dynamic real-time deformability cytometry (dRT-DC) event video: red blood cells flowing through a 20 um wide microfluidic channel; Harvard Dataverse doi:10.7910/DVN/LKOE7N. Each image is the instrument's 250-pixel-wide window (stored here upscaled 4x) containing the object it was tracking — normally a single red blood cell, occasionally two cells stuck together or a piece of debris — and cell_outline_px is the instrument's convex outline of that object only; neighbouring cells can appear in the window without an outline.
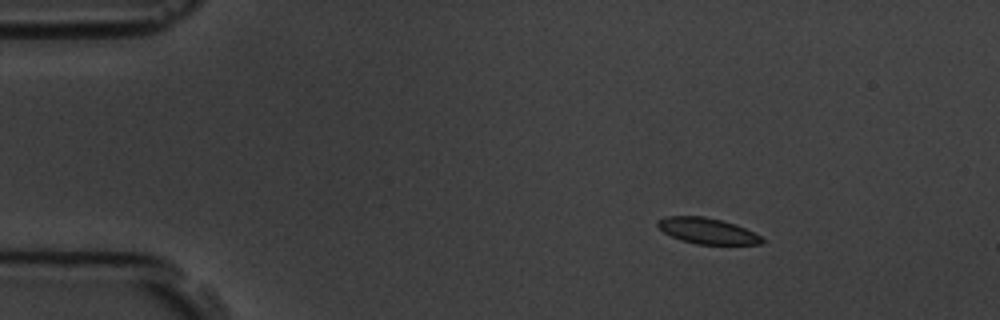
{"species": "common noctule bat (a hibernating species)", "species_latin": "Nyctalus noctula", "temperature_condition": "room temperature", "stored_images_in_passage": 6, "camera_frame_rate_fps": 3000, "um_per_image_px": 0.085, "animal": {"sex": "male", "body_mass_g": 19.5, "forearm_length_mm": 54.6}, "frame": {"image": 1, "passage_image": 3, "time_ms": 2.333, "image_size_px": [1000, 320], "cell_outline_px": [[764, 244], [696, 244], [680, 240], [664, 232], [656, 224], [656, 220], [664, 216], [704, 216], [736, 224], [760, 236], [764, 240]], "centroid_in_image_um": [60.08, 19.62], "position_along_channel_um": 24.9, "area_um2": 15.66}}